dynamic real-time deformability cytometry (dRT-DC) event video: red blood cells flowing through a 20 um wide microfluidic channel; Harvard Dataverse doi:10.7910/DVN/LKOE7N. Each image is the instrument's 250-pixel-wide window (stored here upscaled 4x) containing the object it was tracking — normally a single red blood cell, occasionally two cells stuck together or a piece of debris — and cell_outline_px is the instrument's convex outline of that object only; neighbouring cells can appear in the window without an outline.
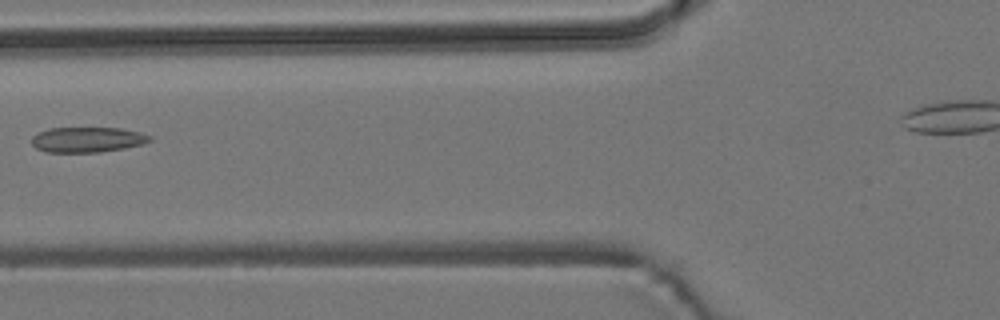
{"species": "common noctule bat (a hibernating species)", "species_latin": "Nyctalus noctula", "temperature_condition": "room temperature", "stored_images_in_passage": 6, "segment_of_instrument_passage": [1, 2], "camera_frame_rate_fps": 3000, "um_per_image_px": 0.085, "animal": {"sex": "male", "body_mass_g": 19.2, "forearm_length_mm": 51.8}, "frame": {"image": 1, "passage_image": 4, "time_ms": 3.667, "image_size_px": [1000, 320], "cell_outline_px": [[152, 140], [140, 144], [124, 148], [100, 152], [48, 152], [36, 148], [32, 144], [32, 136], [48, 128], [120, 128], [140, 132], [152, 136]], "centroid_in_image_um": [7.43, 11.86], "position_along_channel_um": 118.4, "area_um2": 17.28}}
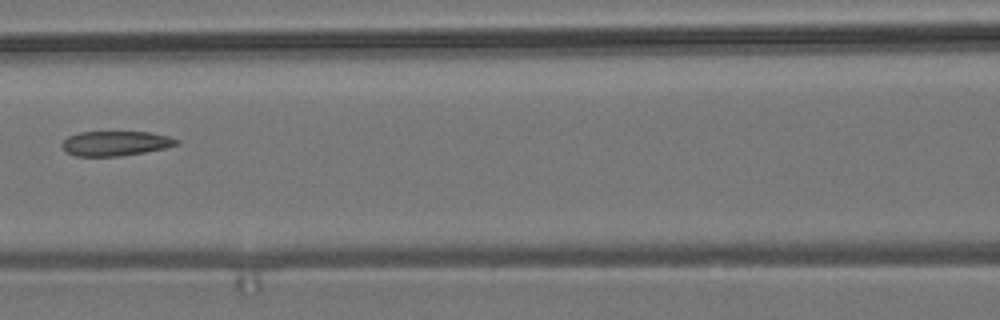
{"frame": {"image": 2, "passage_image": 5, "time_ms": 4.667, "image_size_px": [1000, 320], "cell_outline_px": [[180, 144], [164, 148], [144, 152], [120, 156], [76, 156], [68, 152], [60, 144], [68, 136], [80, 132], [152, 132], [168, 136], [180, 140]], "centroid_in_image_um": [9.85, 12.18], "position_along_channel_um": 156.8, "area_um2": 16.47}}